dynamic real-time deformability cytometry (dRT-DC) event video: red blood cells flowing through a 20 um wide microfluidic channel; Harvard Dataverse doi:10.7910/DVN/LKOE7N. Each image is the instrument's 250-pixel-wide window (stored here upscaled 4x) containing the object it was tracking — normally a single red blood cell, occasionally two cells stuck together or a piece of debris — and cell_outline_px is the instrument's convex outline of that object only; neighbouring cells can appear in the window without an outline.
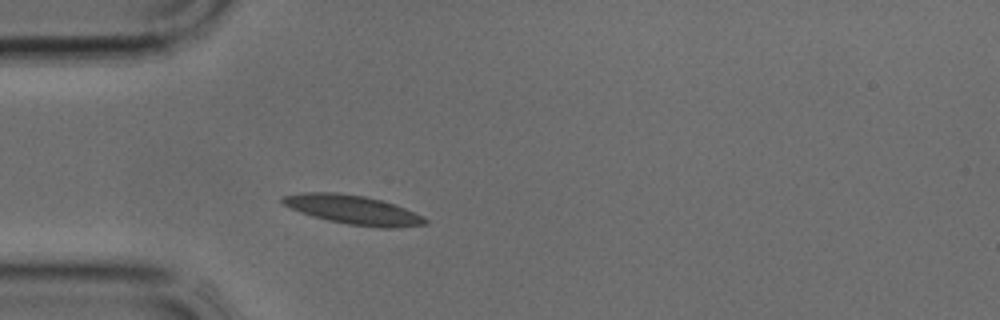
{"species": "common noctule bat (a hibernating species)", "species_latin": "Nyctalus noctula", "temperature_condition": "cold", "stored_images_in_passage": 29, "camera_frame_rate_fps": 3000, "um_per_image_px": 0.085, "animal": {"sex": "male", "body_mass_g": 17.9, "forearm_length_mm": 54.2}, "frame": {"image": 1, "passage_image": 1, "time_ms": 0.0, "image_size_px": [1000, 320], "cell_outline_px": [[428, 224], [392, 228], [384, 228], [348, 224], [328, 220], [312, 216], [300, 212], [284, 204], [280, 200], [280, 196], [300, 192], [336, 192], [364, 196], [396, 204], [428, 220]], "centroid_in_image_um": [29.97, 17.82], "position_along_channel_um": 55.0, "area_um2": 23.99}}
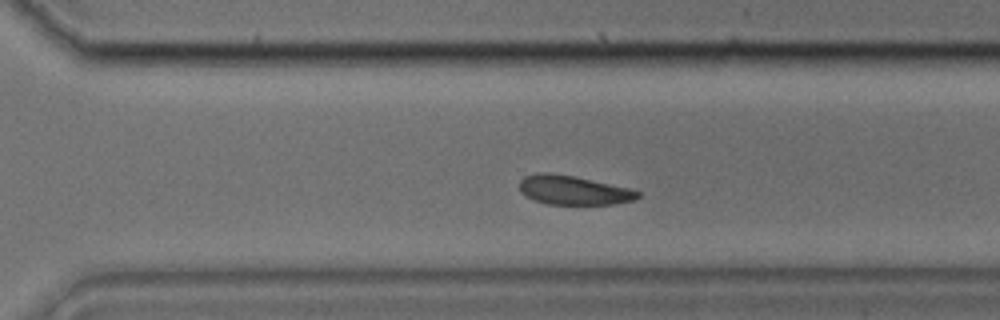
{"frame": {"image": 2, "passage_image": 17, "time_ms": 5.333, "image_size_px": [1000, 320], "cell_outline_px": [[640, 196], [636, 200], [612, 204], [548, 204], [536, 200], [520, 192], [520, 180], [524, 176], [536, 172], [548, 172], [576, 176], [628, 188], [640, 192]], "centroid_in_image_um": [48.74, 16.15], "position_along_channel_um": 321.9, "area_um2": 20.06}}
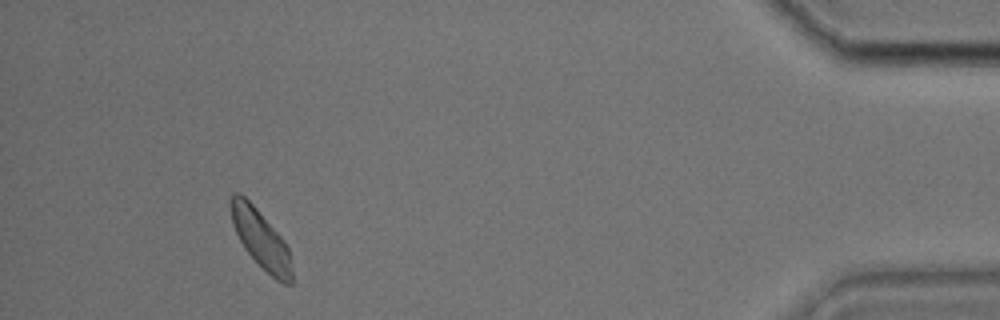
{"frame": {"image": 3, "passage_image": 26, "time_ms": 8.333, "image_size_px": [1000, 320], "cell_outline_px": [[292, 284], [284, 284], [276, 280], [244, 248], [232, 224], [228, 204], [228, 200], [232, 192], [240, 192], [256, 208], [284, 240], [288, 248], [292, 272]], "centroid_in_image_um": [22.13, 20.26], "position_along_channel_um": 413.1, "area_um2": 20.63}}